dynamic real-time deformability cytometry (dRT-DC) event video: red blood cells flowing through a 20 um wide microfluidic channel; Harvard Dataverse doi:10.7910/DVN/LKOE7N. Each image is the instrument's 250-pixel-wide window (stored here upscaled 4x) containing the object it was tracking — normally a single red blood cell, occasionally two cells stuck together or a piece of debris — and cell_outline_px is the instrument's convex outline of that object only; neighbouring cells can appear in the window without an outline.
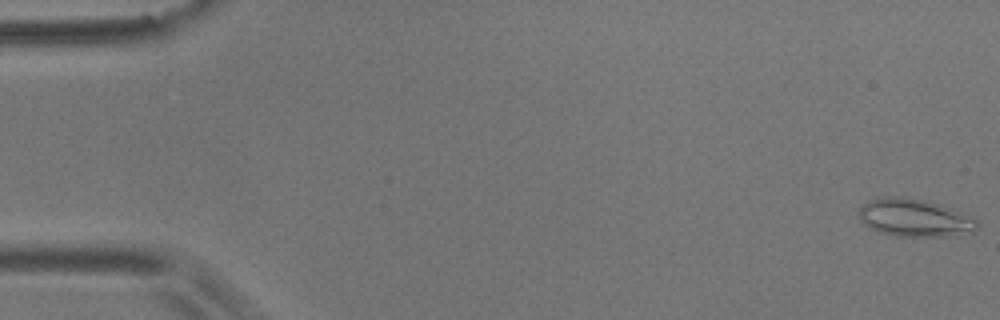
{"species": "common noctule bat (a hibernating species)", "species_latin": "Nyctalus noctula", "temperature_condition": "room temperature", "stored_images_in_passage": 8, "camera_frame_rate_fps": 3000, "um_per_image_px": 0.085, "animal": {"sex": "male", "body_mass_g": 17.9}, "frame": {"image": 1, "passage_image": 1, "time_ms": 0.0, "image_size_px": [1000, 320], "cell_outline_px": [[980, 224], [972, 232], [948, 236], [896, 236], [880, 232], [868, 228], [860, 220], [856, 212], [868, 200], [876, 196], [896, 196], [924, 200], [972, 216]], "centroid_in_image_um": [77.67, 18.51], "position_along_channel_um": 7.3, "area_um2": 26.07}}
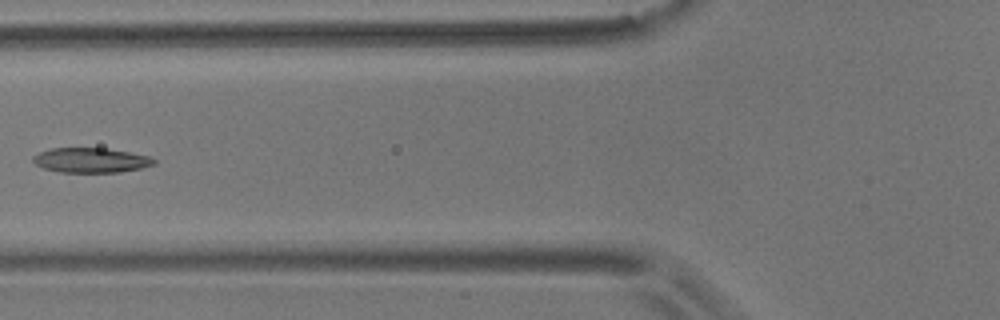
{"frame": {"image": 2, "passage_image": 7, "time_ms": 7.0, "image_size_px": [1000, 320], "cell_outline_px": [[156, 164], [140, 168], [120, 172], [60, 172], [44, 168], [36, 164], [32, 160], [32, 156], [40, 152], [52, 148], [104, 148], [128, 152], [148, 156], [156, 160]], "centroid_in_image_um": [7.72, 13.62], "position_along_channel_um": 118.1, "area_um2": 17.34}}
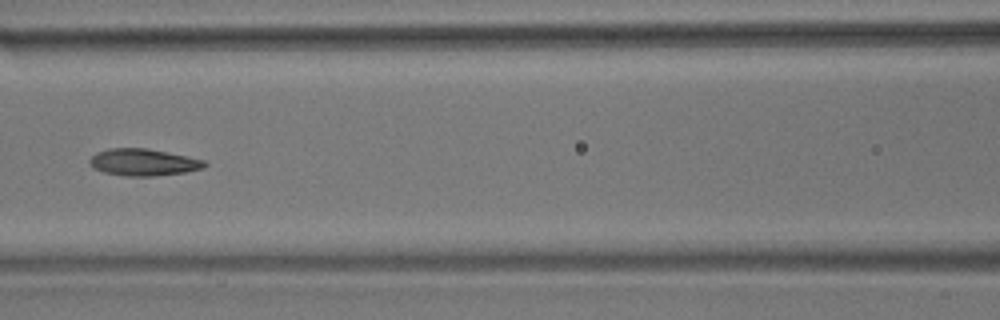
{"frame": {"image": 3, "passage_image": 8, "time_ms": 8.0, "image_size_px": [1000, 320], "cell_outline_px": [[208, 164], [204, 168], [184, 172], [156, 176], [124, 176], [104, 172], [92, 168], [88, 160], [96, 152], [108, 148], [148, 148], [168, 152], [204, 160]], "centroid_in_image_um": [12.16, 13.79], "position_along_channel_um": 154.4, "area_um2": 18.15}}